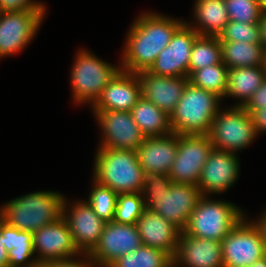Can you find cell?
I'll return each mask as SVG.
<instances>
[{
	"instance_id": "cell-27",
	"label": "cell",
	"mask_w": 266,
	"mask_h": 267,
	"mask_svg": "<svg viewBox=\"0 0 266 267\" xmlns=\"http://www.w3.org/2000/svg\"><path fill=\"white\" fill-rule=\"evenodd\" d=\"M220 44L222 62L228 69L265 66V50L261 43L234 41Z\"/></svg>"
},
{
	"instance_id": "cell-21",
	"label": "cell",
	"mask_w": 266,
	"mask_h": 267,
	"mask_svg": "<svg viewBox=\"0 0 266 267\" xmlns=\"http://www.w3.org/2000/svg\"><path fill=\"white\" fill-rule=\"evenodd\" d=\"M142 243L160 249L174 258L181 230L162 215L145 209L136 223Z\"/></svg>"
},
{
	"instance_id": "cell-32",
	"label": "cell",
	"mask_w": 266,
	"mask_h": 267,
	"mask_svg": "<svg viewBox=\"0 0 266 267\" xmlns=\"http://www.w3.org/2000/svg\"><path fill=\"white\" fill-rule=\"evenodd\" d=\"M145 210L141 193L118 194L114 221L123 224H136Z\"/></svg>"
},
{
	"instance_id": "cell-26",
	"label": "cell",
	"mask_w": 266,
	"mask_h": 267,
	"mask_svg": "<svg viewBox=\"0 0 266 267\" xmlns=\"http://www.w3.org/2000/svg\"><path fill=\"white\" fill-rule=\"evenodd\" d=\"M130 113L145 138L172 133L169 115L143 96L138 99Z\"/></svg>"
},
{
	"instance_id": "cell-13",
	"label": "cell",
	"mask_w": 266,
	"mask_h": 267,
	"mask_svg": "<svg viewBox=\"0 0 266 267\" xmlns=\"http://www.w3.org/2000/svg\"><path fill=\"white\" fill-rule=\"evenodd\" d=\"M93 114L102 130L98 148L137 150L145 140L129 111H93Z\"/></svg>"
},
{
	"instance_id": "cell-42",
	"label": "cell",
	"mask_w": 266,
	"mask_h": 267,
	"mask_svg": "<svg viewBox=\"0 0 266 267\" xmlns=\"http://www.w3.org/2000/svg\"><path fill=\"white\" fill-rule=\"evenodd\" d=\"M251 267H266V256L253 263Z\"/></svg>"
},
{
	"instance_id": "cell-14",
	"label": "cell",
	"mask_w": 266,
	"mask_h": 267,
	"mask_svg": "<svg viewBox=\"0 0 266 267\" xmlns=\"http://www.w3.org/2000/svg\"><path fill=\"white\" fill-rule=\"evenodd\" d=\"M63 200L62 216L67 221L74 243L81 254H90L98 245L105 223L84 200L68 204Z\"/></svg>"
},
{
	"instance_id": "cell-15",
	"label": "cell",
	"mask_w": 266,
	"mask_h": 267,
	"mask_svg": "<svg viewBox=\"0 0 266 267\" xmlns=\"http://www.w3.org/2000/svg\"><path fill=\"white\" fill-rule=\"evenodd\" d=\"M33 249L39 265L46 261L79 258L81 255L63 216L33 233Z\"/></svg>"
},
{
	"instance_id": "cell-29",
	"label": "cell",
	"mask_w": 266,
	"mask_h": 267,
	"mask_svg": "<svg viewBox=\"0 0 266 267\" xmlns=\"http://www.w3.org/2000/svg\"><path fill=\"white\" fill-rule=\"evenodd\" d=\"M222 62L219 37L199 35L191 50L189 76L196 70Z\"/></svg>"
},
{
	"instance_id": "cell-10",
	"label": "cell",
	"mask_w": 266,
	"mask_h": 267,
	"mask_svg": "<svg viewBox=\"0 0 266 267\" xmlns=\"http://www.w3.org/2000/svg\"><path fill=\"white\" fill-rule=\"evenodd\" d=\"M213 145L208 135H177V153L168 176L173 183L197 185Z\"/></svg>"
},
{
	"instance_id": "cell-35",
	"label": "cell",
	"mask_w": 266,
	"mask_h": 267,
	"mask_svg": "<svg viewBox=\"0 0 266 267\" xmlns=\"http://www.w3.org/2000/svg\"><path fill=\"white\" fill-rule=\"evenodd\" d=\"M47 10L43 2L34 0H0V12Z\"/></svg>"
},
{
	"instance_id": "cell-7",
	"label": "cell",
	"mask_w": 266,
	"mask_h": 267,
	"mask_svg": "<svg viewBox=\"0 0 266 267\" xmlns=\"http://www.w3.org/2000/svg\"><path fill=\"white\" fill-rule=\"evenodd\" d=\"M74 60L70 74L72 98L77 104L92 106L121 66L109 64L83 48L77 51Z\"/></svg>"
},
{
	"instance_id": "cell-33",
	"label": "cell",
	"mask_w": 266,
	"mask_h": 267,
	"mask_svg": "<svg viewBox=\"0 0 266 267\" xmlns=\"http://www.w3.org/2000/svg\"><path fill=\"white\" fill-rule=\"evenodd\" d=\"M220 42L243 41L261 43L259 23H243L229 20L219 35Z\"/></svg>"
},
{
	"instance_id": "cell-18",
	"label": "cell",
	"mask_w": 266,
	"mask_h": 267,
	"mask_svg": "<svg viewBox=\"0 0 266 267\" xmlns=\"http://www.w3.org/2000/svg\"><path fill=\"white\" fill-rule=\"evenodd\" d=\"M224 267L222 244L180 232L173 267Z\"/></svg>"
},
{
	"instance_id": "cell-44",
	"label": "cell",
	"mask_w": 266,
	"mask_h": 267,
	"mask_svg": "<svg viewBox=\"0 0 266 267\" xmlns=\"http://www.w3.org/2000/svg\"><path fill=\"white\" fill-rule=\"evenodd\" d=\"M265 69H266V50H265Z\"/></svg>"
},
{
	"instance_id": "cell-11",
	"label": "cell",
	"mask_w": 266,
	"mask_h": 267,
	"mask_svg": "<svg viewBox=\"0 0 266 267\" xmlns=\"http://www.w3.org/2000/svg\"><path fill=\"white\" fill-rule=\"evenodd\" d=\"M46 10L0 12V58L21 52L35 37Z\"/></svg>"
},
{
	"instance_id": "cell-43",
	"label": "cell",
	"mask_w": 266,
	"mask_h": 267,
	"mask_svg": "<svg viewBox=\"0 0 266 267\" xmlns=\"http://www.w3.org/2000/svg\"><path fill=\"white\" fill-rule=\"evenodd\" d=\"M259 2H260L262 13L266 14V0H259Z\"/></svg>"
},
{
	"instance_id": "cell-28",
	"label": "cell",
	"mask_w": 266,
	"mask_h": 267,
	"mask_svg": "<svg viewBox=\"0 0 266 267\" xmlns=\"http://www.w3.org/2000/svg\"><path fill=\"white\" fill-rule=\"evenodd\" d=\"M109 267H173V258L163 250L142 245L121 256Z\"/></svg>"
},
{
	"instance_id": "cell-2",
	"label": "cell",
	"mask_w": 266,
	"mask_h": 267,
	"mask_svg": "<svg viewBox=\"0 0 266 267\" xmlns=\"http://www.w3.org/2000/svg\"><path fill=\"white\" fill-rule=\"evenodd\" d=\"M145 209L162 215L181 231L203 197L197 185L173 183L167 174L144 173L141 191Z\"/></svg>"
},
{
	"instance_id": "cell-24",
	"label": "cell",
	"mask_w": 266,
	"mask_h": 267,
	"mask_svg": "<svg viewBox=\"0 0 266 267\" xmlns=\"http://www.w3.org/2000/svg\"><path fill=\"white\" fill-rule=\"evenodd\" d=\"M1 236L8 252L9 267H39L33 249V233L19 230L1 218ZM34 258V259H32Z\"/></svg>"
},
{
	"instance_id": "cell-38",
	"label": "cell",
	"mask_w": 266,
	"mask_h": 267,
	"mask_svg": "<svg viewBox=\"0 0 266 267\" xmlns=\"http://www.w3.org/2000/svg\"><path fill=\"white\" fill-rule=\"evenodd\" d=\"M251 116L257 134L266 132V108L255 110Z\"/></svg>"
},
{
	"instance_id": "cell-30",
	"label": "cell",
	"mask_w": 266,
	"mask_h": 267,
	"mask_svg": "<svg viewBox=\"0 0 266 267\" xmlns=\"http://www.w3.org/2000/svg\"><path fill=\"white\" fill-rule=\"evenodd\" d=\"M229 69L223 62L213 64L194 71L189 76V82L198 88L211 91L224 100Z\"/></svg>"
},
{
	"instance_id": "cell-31",
	"label": "cell",
	"mask_w": 266,
	"mask_h": 267,
	"mask_svg": "<svg viewBox=\"0 0 266 267\" xmlns=\"http://www.w3.org/2000/svg\"><path fill=\"white\" fill-rule=\"evenodd\" d=\"M92 183H94L93 187L88 199L85 201L104 222L113 221L118 194L111 188L98 184L94 180Z\"/></svg>"
},
{
	"instance_id": "cell-17",
	"label": "cell",
	"mask_w": 266,
	"mask_h": 267,
	"mask_svg": "<svg viewBox=\"0 0 266 267\" xmlns=\"http://www.w3.org/2000/svg\"><path fill=\"white\" fill-rule=\"evenodd\" d=\"M240 162L237 153L214 149L209 154L198 181L203 196H212L230 189L239 178Z\"/></svg>"
},
{
	"instance_id": "cell-6",
	"label": "cell",
	"mask_w": 266,
	"mask_h": 267,
	"mask_svg": "<svg viewBox=\"0 0 266 267\" xmlns=\"http://www.w3.org/2000/svg\"><path fill=\"white\" fill-rule=\"evenodd\" d=\"M208 198L200 199L183 231L189 236L221 242L245 214L234 203Z\"/></svg>"
},
{
	"instance_id": "cell-20",
	"label": "cell",
	"mask_w": 266,
	"mask_h": 267,
	"mask_svg": "<svg viewBox=\"0 0 266 267\" xmlns=\"http://www.w3.org/2000/svg\"><path fill=\"white\" fill-rule=\"evenodd\" d=\"M141 95L168 115L180 100L189 77H165L153 75L147 70L138 71Z\"/></svg>"
},
{
	"instance_id": "cell-34",
	"label": "cell",
	"mask_w": 266,
	"mask_h": 267,
	"mask_svg": "<svg viewBox=\"0 0 266 267\" xmlns=\"http://www.w3.org/2000/svg\"><path fill=\"white\" fill-rule=\"evenodd\" d=\"M229 20L259 23L262 11L259 0H225Z\"/></svg>"
},
{
	"instance_id": "cell-3",
	"label": "cell",
	"mask_w": 266,
	"mask_h": 267,
	"mask_svg": "<svg viewBox=\"0 0 266 267\" xmlns=\"http://www.w3.org/2000/svg\"><path fill=\"white\" fill-rule=\"evenodd\" d=\"M93 179L117 194L141 193L144 170L136 150L98 148L94 158Z\"/></svg>"
},
{
	"instance_id": "cell-39",
	"label": "cell",
	"mask_w": 266,
	"mask_h": 267,
	"mask_svg": "<svg viewBox=\"0 0 266 267\" xmlns=\"http://www.w3.org/2000/svg\"><path fill=\"white\" fill-rule=\"evenodd\" d=\"M0 267H9L8 252L4 246V237L1 236V217H0Z\"/></svg>"
},
{
	"instance_id": "cell-4",
	"label": "cell",
	"mask_w": 266,
	"mask_h": 267,
	"mask_svg": "<svg viewBox=\"0 0 266 267\" xmlns=\"http://www.w3.org/2000/svg\"><path fill=\"white\" fill-rule=\"evenodd\" d=\"M64 194L37 191L5 202L0 207L3 221L19 230L34 233L62 216Z\"/></svg>"
},
{
	"instance_id": "cell-5",
	"label": "cell",
	"mask_w": 266,
	"mask_h": 267,
	"mask_svg": "<svg viewBox=\"0 0 266 267\" xmlns=\"http://www.w3.org/2000/svg\"><path fill=\"white\" fill-rule=\"evenodd\" d=\"M222 98L193 86L190 82L169 115L172 133L177 135H208Z\"/></svg>"
},
{
	"instance_id": "cell-16",
	"label": "cell",
	"mask_w": 266,
	"mask_h": 267,
	"mask_svg": "<svg viewBox=\"0 0 266 267\" xmlns=\"http://www.w3.org/2000/svg\"><path fill=\"white\" fill-rule=\"evenodd\" d=\"M136 224L114 220L105 223L98 245L89 254L100 267H109L114 261L142 246Z\"/></svg>"
},
{
	"instance_id": "cell-36",
	"label": "cell",
	"mask_w": 266,
	"mask_h": 267,
	"mask_svg": "<svg viewBox=\"0 0 266 267\" xmlns=\"http://www.w3.org/2000/svg\"><path fill=\"white\" fill-rule=\"evenodd\" d=\"M40 267H100V266L89 254H81L79 259H76L75 257L62 260L46 261L42 263Z\"/></svg>"
},
{
	"instance_id": "cell-9",
	"label": "cell",
	"mask_w": 266,
	"mask_h": 267,
	"mask_svg": "<svg viewBox=\"0 0 266 267\" xmlns=\"http://www.w3.org/2000/svg\"><path fill=\"white\" fill-rule=\"evenodd\" d=\"M224 267H246L266 256L260 229L244 216L221 241Z\"/></svg>"
},
{
	"instance_id": "cell-1",
	"label": "cell",
	"mask_w": 266,
	"mask_h": 267,
	"mask_svg": "<svg viewBox=\"0 0 266 267\" xmlns=\"http://www.w3.org/2000/svg\"><path fill=\"white\" fill-rule=\"evenodd\" d=\"M184 22L152 11L139 14L127 33L121 69L132 73L148 70Z\"/></svg>"
},
{
	"instance_id": "cell-41",
	"label": "cell",
	"mask_w": 266,
	"mask_h": 267,
	"mask_svg": "<svg viewBox=\"0 0 266 267\" xmlns=\"http://www.w3.org/2000/svg\"><path fill=\"white\" fill-rule=\"evenodd\" d=\"M261 45L266 50V14H262L259 21Z\"/></svg>"
},
{
	"instance_id": "cell-40",
	"label": "cell",
	"mask_w": 266,
	"mask_h": 267,
	"mask_svg": "<svg viewBox=\"0 0 266 267\" xmlns=\"http://www.w3.org/2000/svg\"><path fill=\"white\" fill-rule=\"evenodd\" d=\"M260 216L257 217L258 220H255L254 222L258 226V228L260 229V232L262 234V238H263L264 243H265V248H266V210Z\"/></svg>"
},
{
	"instance_id": "cell-25",
	"label": "cell",
	"mask_w": 266,
	"mask_h": 267,
	"mask_svg": "<svg viewBox=\"0 0 266 267\" xmlns=\"http://www.w3.org/2000/svg\"><path fill=\"white\" fill-rule=\"evenodd\" d=\"M266 79L265 66L236 67L228 71L225 97L237 98L234 106H244Z\"/></svg>"
},
{
	"instance_id": "cell-37",
	"label": "cell",
	"mask_w": 266,
	"mask_h": 267,
	"mask_svg": "<svg viewBox=\"0 0 266 267\" xmlns=\"http://www.w3.org/2000/svg\"><path fill=\"white\" fill-rule=\"evenodd\" d=\"M243 107L250 114L255 110L266 108V79Z\"/></svg>"
},
{
	"instance_id": "cell-19",
	"label": "cell",
	"mask_w": 266,
	"mask_h": 267,
	"mask_svg": "<svg viewBox=\"0 0 266 267\" xmlns=\"http://www.w3.org/2000/svg\"><path fill=\"white\" fill-rule=\"evenodd\" d=\"M141 96L140 82L136 73L121 69L91 106L92 111L130 112Z\"/></svg>"
},
{
	"instance_id": "cell-8",
	"label": "cell",
	"mask_w": 266,
	"mask_h": 267,
	"mask_svg": "<svg viewBox=\"0 0 266 267\" xmlns=\"http://www.w3.org/2000/svg\"><path fill=\"white\" fill-rule=\"evenodd\" d=\"M230 106L217 112L208 136L214 149L236 153L252 144L258 134L251 114L243 106Z\"/></svg>"
},
{
	"instance_id": "cell-23",
	"label": "cell",
	"mask_w": 266,
	"mask_h": 267,
	"mask_svg": "<svg viewBox=\"0 0 266 267\" xmlns=\"http://www.w3.org/2000/svg\"><path fill=\"white\" fill-rule=\"evenodd\" d=\"M194 21L188 23L199 35L216 36L229 22L225 0H195Z\"/></svg>"
},
{
	"instance_id": "cell-22",
	"label": "cell",
	"mask_w": 266,
	"mask_h": 267,
	"mask_svg": "<svg viewBox=\"0 0 266 267\" xmlns=\"http://www.w3.org/2000/svg\"><path fill=\"white\" fill-rule=\"evenodd\" d=\"M145 173L169 174L177 153V134L148 137L136 150Z\"/></svg>"
},
{
	"instance_id": "cell-12",
	"label": "cell",
	"mask_w": 266,
	"mask_h": 267,
	"mask_svg": "<svg viewBox=\"0 0 266 267\" xmlns=\"http://www.w3.org/2000/svg\"><path fill=\"white\" fill-rule=\"evenodd\" d=\"M198 36L199 34L185 21L147 71L157 76L189 77L191 50Z\"/></svg>"
}]
</instances>
